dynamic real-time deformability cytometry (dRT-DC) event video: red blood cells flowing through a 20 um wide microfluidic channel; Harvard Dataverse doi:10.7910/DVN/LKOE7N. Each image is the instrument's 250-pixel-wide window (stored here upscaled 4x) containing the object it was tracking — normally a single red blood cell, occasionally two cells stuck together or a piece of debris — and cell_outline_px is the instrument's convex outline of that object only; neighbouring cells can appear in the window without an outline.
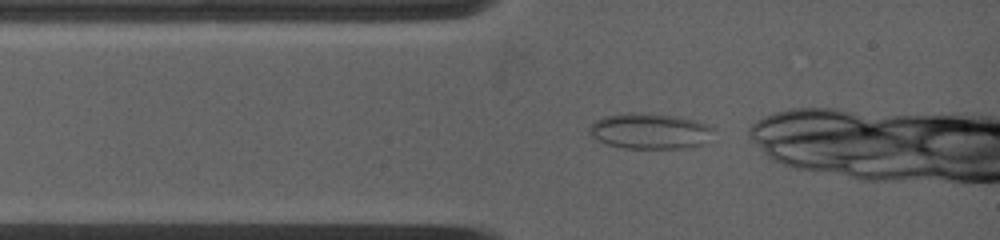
{"species": "common noctule bat (a hibernating species)", "species_latin": "Nyctalus noctula", "temperature_condition": "warm", "stored_images_in_passage": 56, "camera_frame_rate_fps": 4500, "um_per_image_px": 0.085, "animal": {"sex": "female", "body_mass_g": 19.0, "forearm_length_mm": 53.3}, "frame": {"image": 1, "passage_image": 1, "time_ms": 0.0, "image_size_px": [1000, 240], "cell_outline_px": [[716, 128], [712, 144], [688, 148], [624, 148], [608, 144], [592, 136], [588, 132], [588, 128], [596, 120], [604, 116], [628, 112], [640, 112], [680, 116], [696, 120], [708, 124]], "centroid_in_image_um": [55.39, 11.14], "position_along_channel_um": 29.6, "area_um2": 26.7}}
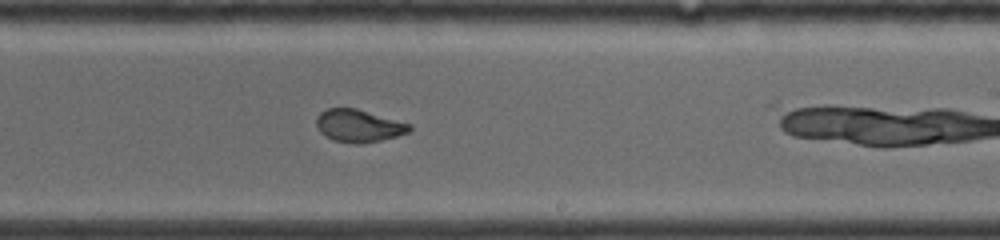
{"frame": {"image": 2, "passage_image": 28, "time_ms": 6.0, "image_size_px": [1000, 240], "cell_outline_px": [[412, 128], [408, 132], [396, 136], [380, 140], [356, 144], [332, 140], [320, 132], [316, 124], [316, 120], [320, 112], [328, 108], [356, 108], [412, 124]], "centroid_in_image_um": [30.48, 10.68], "position_along_channel_um": 258.5, "area_um2": 17.57}}
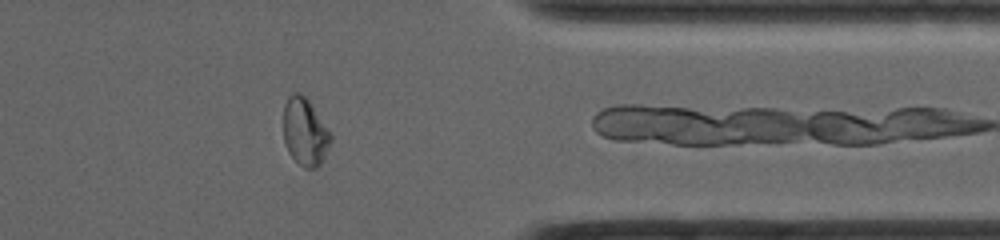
{"frame": {"image": 3, "passage_image": 44, "time_ms": 9.556, "image_size_px": [1000, 240], "cell_outline_px": [[332, 140], [320, 164], [316, 168], [304, 168], [288, 152], [284, 144], [284, 104], [288, 96], [292, 92], [300, 92], [308, 100], [332, 136]], "centroid_in_image_um": [25.9, 11.2], "position_along_channel_um": 385.5, "area_um2": 18.38}, "authors_computed_cell_mechanics": {"area_um2": 18.3226, "velocity_mm_per_s": 3.9094, "shape_relaxation_time_tau1_ms": null, "shape_relaxation_time_tau2_ms": 0.8751, "deformation_change_tau1": null, "deformation_change_tau2": 0.0558}}